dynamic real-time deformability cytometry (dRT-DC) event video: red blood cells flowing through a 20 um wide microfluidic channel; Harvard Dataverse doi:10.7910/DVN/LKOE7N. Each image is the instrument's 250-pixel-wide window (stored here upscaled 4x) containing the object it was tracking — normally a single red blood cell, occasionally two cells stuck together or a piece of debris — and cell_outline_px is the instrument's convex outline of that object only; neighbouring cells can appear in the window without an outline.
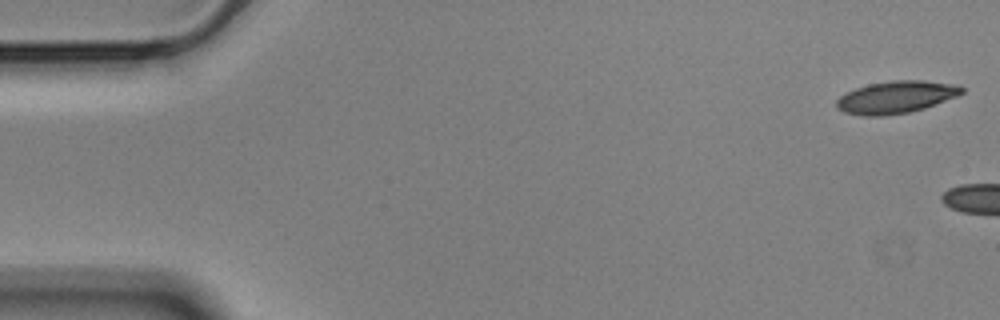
{"species": "Egyptian fruit bat (a non-hibernating species)", "species_latin": "Rousettus aegyptiacus", "temperature_condition": "cold", "stored_images_in_passage": 5, "camera_frame_rate_fps": 3000, "um_per_image_px": 0.085, "animal": {"sex": "male"}, "frame": {"image": 1, "passage_image": 1, "time_ms": 0.0, "image_size_px": [1000, 320], "cell_outline_px": [[964, 92], [956, 96], [924, 108], [912, 112], [884, 116], [864, 116], [844, 112], [836, 108], [836, 100], [840, 96], [856, 88], [868, 84], [892, 80], [924, 80], [956, 84], [964, 88]], "centroid_in_image_um": [76.15, 8.26], "position_along_channel_um": 8.8, "area_um2": 23.64}}